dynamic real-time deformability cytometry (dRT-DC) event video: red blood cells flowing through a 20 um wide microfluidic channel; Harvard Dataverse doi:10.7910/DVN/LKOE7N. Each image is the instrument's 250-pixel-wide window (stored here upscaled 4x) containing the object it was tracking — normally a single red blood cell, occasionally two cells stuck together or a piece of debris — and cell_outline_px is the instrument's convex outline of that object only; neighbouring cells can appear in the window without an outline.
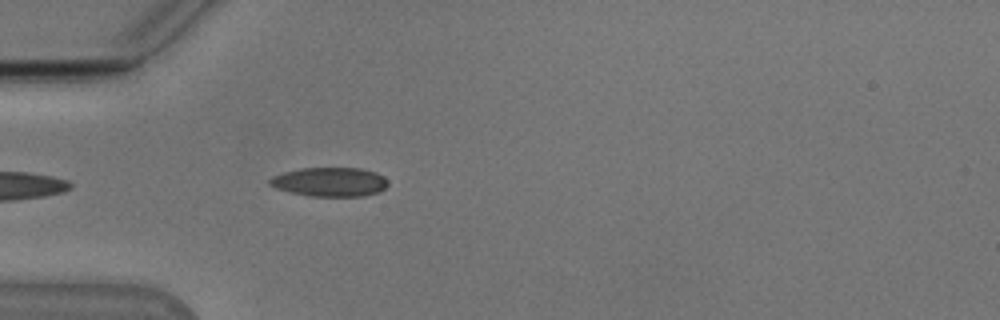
{"species": "Egyptian fruit bat (a non-hibernating species)", "species_latin": "Rousettus aegyptiacus", "temperature_condition": "cold", "stored_images_in_passage": 7, "camera_frame_rate_fps": 3000, "um_per_image_px": 0.085, "animal": {"sex": "male"}, "frame": {"image": 1, "passage_image": 4, "time_ms": 1.0, "image_size_px": [1000, 320], "cell_outline_px": [[388, 184], [380, 192], [360, 196], [312, 196], [292, 192], [276, 188], [268, 184], [268, 180], [272, 176], [284, 172], [300, 168], [360, 168], [376, 172], [384, 176], [388, 180]], "centroid_in_image_um": [28.05, 15.45], "position_along_channel_um": 57.0, "area_um2": 20.06}}